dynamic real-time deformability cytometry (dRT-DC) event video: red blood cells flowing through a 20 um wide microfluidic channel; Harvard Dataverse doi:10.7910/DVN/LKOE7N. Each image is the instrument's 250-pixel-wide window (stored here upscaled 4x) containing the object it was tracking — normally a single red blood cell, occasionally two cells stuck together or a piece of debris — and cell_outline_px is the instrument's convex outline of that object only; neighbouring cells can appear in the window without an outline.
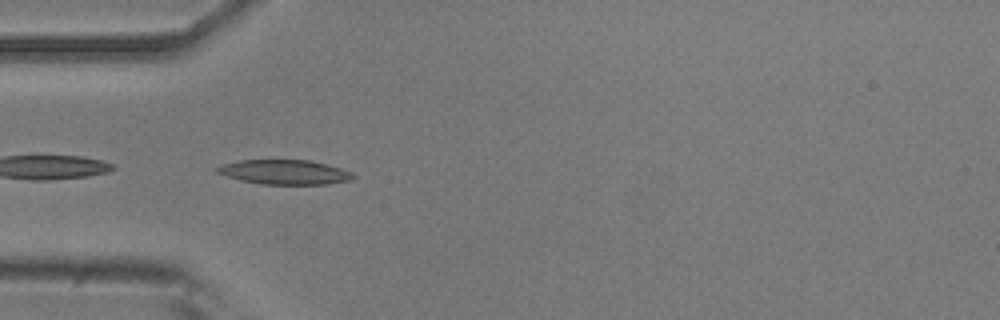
{"species": "common noctule bat (a hibernating species)", "species_latin": "Nyctalus noctula", "temperature_condition": "room temperature", "stored_images_in_passage": 39, "camera_frame_rate_fps": 3000, "um_per_image_px": 0.085, "animal": {"sex": "male", "body_mass_g": 20.5, "forearm_length_mm": 52.5}, "frame": {"image": 1, "passage_image": 3, "time_ms": 0.667, "image_size_px": [1000, 320], "cell_outline_px": [[356, 176], [352, 180], [328, 184], [260, 184], [240, 180], [216, 172], [216, 168], [224, 164], [240, 160], [312, 160], [328, 164], [352, 172]], "centroid_in_image_um": [24.24, 14.63], "position_along_channel_um": 60.8, "area_um2": 19.48}}
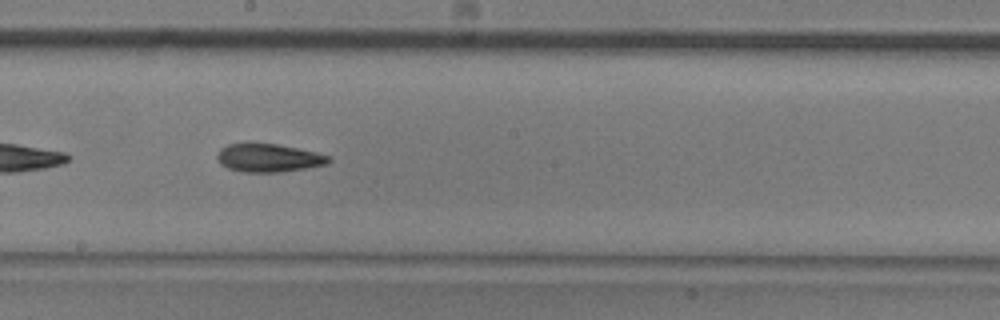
{"frame": {"image": 2, "passage_image": 16, "time_ms": 5.0, "image_size_px": [1000, 320], "cell_outline_px": [[332, 160], [328, 164], [308, 168], [280, 172], [244, 172], [228, 168], [220, 164], [216, 156], [220, 148], [228, 144], [276, 144], [316, 152], [328, 156]], "centroid_in_image_um": [22.83, 13.43], "position_along_channel_um": 225.4, "area_um2": 18.21}}
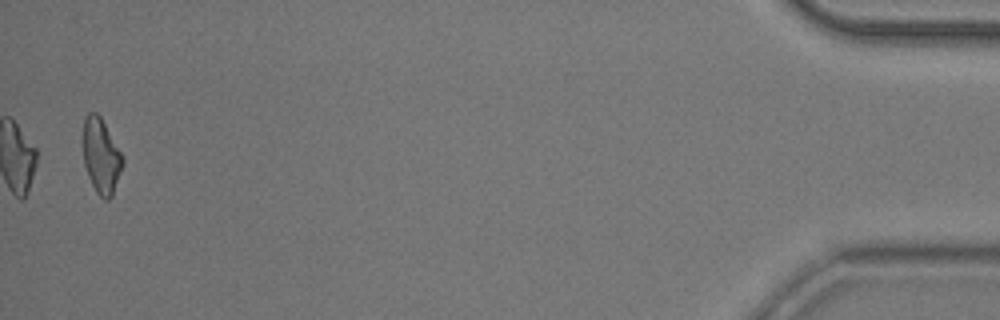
{"frame": {"image": 3, "passage_image": 39, "time_ms": 12.667, "image_size_px": [1000, 320], "cell_outline_px": [[124, 164], [112, 196], [108, 200], [104, 200], [96, 192], [88, 176], [84, 164], [80, 140], [80, 136], [84, 116], [88, 112], [96, 112], [100, 116], [124, 156]], "centroid_in_image_um": [8.56, 13.21], "position_along_channel_um": 426.6, "area_um2": 18.09}, "authors_computed_cell_mechanics": {"area_um2": 18.207, "velocity_mm_per_s": 3.813, "shape_relaxation_time_tau1_ms": 7.0256, "shape_relaxation_time_tau2_ms": 9.9162, "deformation_change_tau1": 0.1867, "deformation_change_tau2": 0.2101}}